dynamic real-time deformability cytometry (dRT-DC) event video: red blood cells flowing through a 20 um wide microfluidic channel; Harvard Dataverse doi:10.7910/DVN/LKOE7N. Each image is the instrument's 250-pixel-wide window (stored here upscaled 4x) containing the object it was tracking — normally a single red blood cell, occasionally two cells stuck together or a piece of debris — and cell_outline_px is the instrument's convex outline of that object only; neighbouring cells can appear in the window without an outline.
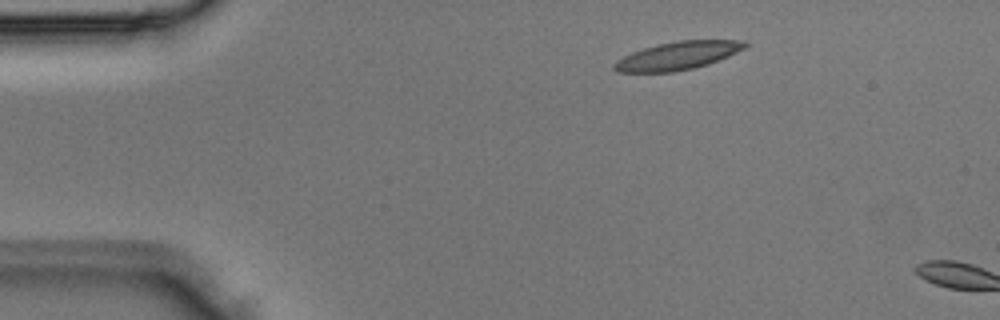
{"species": "Egyptian fruit bat (a non-hibernating species)", "species_latin": "Rousettus aegyptiacus", "temperature_condition": "room temperature", "stored_images_in_passage": 2, "camera_frame_rate_fps": 3000, "um_per_image_px": 0.085, "animal": {"sex": "male"}, "frame": {"image": 1, "passage_image": 1, "time_ms": 0.0, "image_size_px": [1000, 320], "cell_outline_px": [[748, 44], [744, 48], [728, 56], [708, 64], [692, 68], [672, 72], [620, 72], [612, 68], [612, 64], [616, 60], [632, 52], [656, 44], [680, 40], [744, 40]], "centroid_in_image_um": [57.58, 4.73], "position_along_channel_um": 27.4, "area_um2": 21.27}}